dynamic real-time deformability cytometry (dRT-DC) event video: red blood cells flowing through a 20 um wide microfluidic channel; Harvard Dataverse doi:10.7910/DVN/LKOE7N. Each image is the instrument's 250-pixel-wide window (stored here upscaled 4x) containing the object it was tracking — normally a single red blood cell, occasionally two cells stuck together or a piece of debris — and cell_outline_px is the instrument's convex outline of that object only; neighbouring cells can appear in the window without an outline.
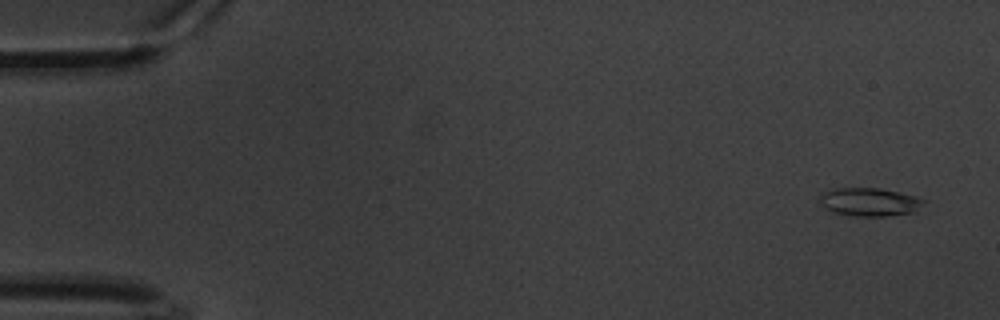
{"species": "common noctule bat (a hibernating species)", "species_latin": "Nyctalus noctula", "temperature_condition": "warm", "stored_images_in_passage": 58, "camera_frame_rate_fps": 3000, "um_per_image_px": 0.085, "animal": {"sex": "male", "body_mass_g": 20.1, "forearm_length_mm": 53.5}, "frame": {"image": 1, "passage_image": 3, "time_ms": 0.667, "image_size_px": [1000, 320], "cell_outline_px": [[928, 200], [916, 212], [888, 216], [856, 216], [832, 212], [820, 200], [820, 192], [832, 188], [880, 188], [900, 192], [916, 196]], "centroid_in_image_um": [73.97, 17.16], "position_along_channel_um": 11.0, "area_um2": 17.34}}
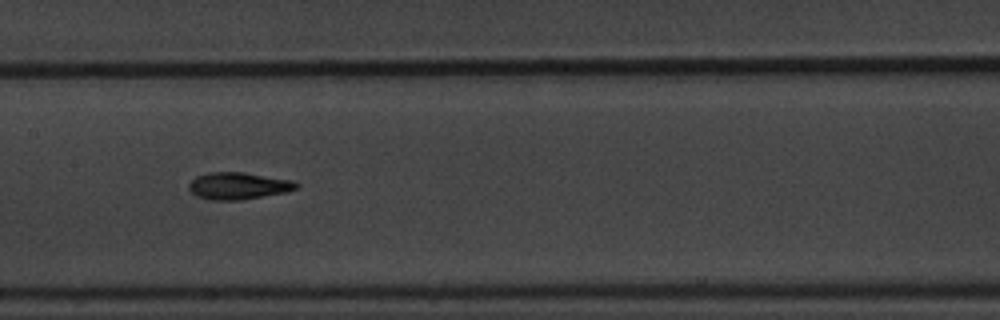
{"frame": {"image": 2, "passage_image": 31, "time_ms": 10.0, "image_size_px": [1000, 320], "cell_outline_px": [[300, 184], [296, 188], [288, 192], [240, 200], [212, 200], [196, 196], [188, 188], [188, 184], [196, 176], [208, 172], [244, 172], [292, 180]], "centroid_in_image_um": [20.25, 15.79], "position_along_channel_um": 187.1, "area_um2": 16.99}}
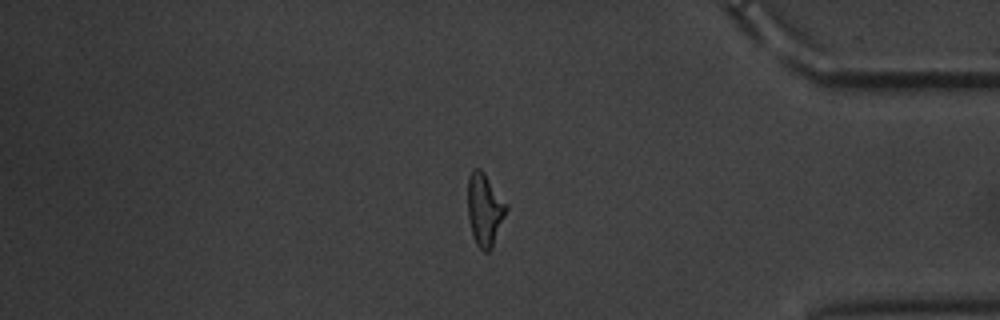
{"frame": {"image": 3, "passage_image": 52, "time_ms": 17.0, "image_size_px": [1000, 320], "cell_outline_px": [[508, 208], [492, 248], [488, 252], [484, 252], [476, 244], [472, 236], [468, 220], [468, 176], [472, 168], [480, 168], [484, 172], [508, 204]], "centroid_in_image_um": [41.19, 17.8], "position_along_channel_um": 394.0, "area_um2": 16.53}, "authors_computed_cell_mechanics": {"area_um2": 16.4152, "velocity_mm_per_s": 3.3126, "shape_relaxation_time_tau1_ms": 4.285, "shape_relaxation_time_tau2_ms": 2.7308, "deformation_change_tau1": 0.1883, "deformation_change_tau2": 0.1049}}